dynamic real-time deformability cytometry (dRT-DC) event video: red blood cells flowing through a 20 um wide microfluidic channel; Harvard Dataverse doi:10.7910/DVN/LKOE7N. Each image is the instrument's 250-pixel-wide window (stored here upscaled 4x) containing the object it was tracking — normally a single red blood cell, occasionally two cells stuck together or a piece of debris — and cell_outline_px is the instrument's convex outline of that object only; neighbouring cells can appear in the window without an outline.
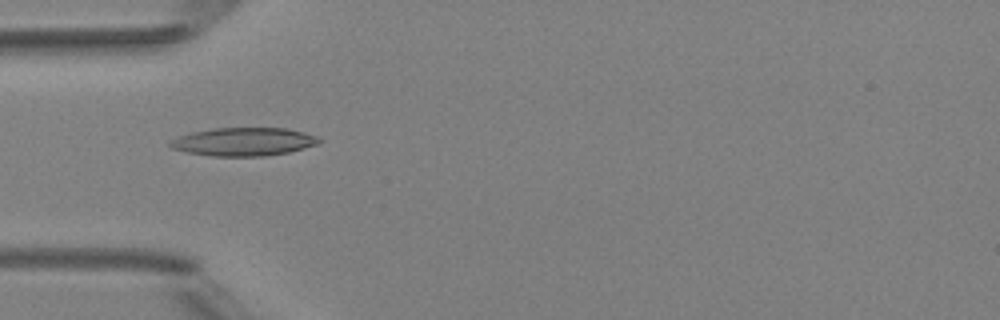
{"species": "Egyptian fruit bat (a non-hibernating species)", "species_latin": "Rousettus aegyptiacus", "temperature_condition": "room temperature", "stored_images_in_passage": 1, "camera_frame_rate_fps": 3000, "um_per_image_px": 0.085, "animal": {"sex": "female"}, "frame": {"image": 1, "passage_image": 1, "time_ms": 0.0, "image_size_px": [1000, 320], "cell_outline_px": [[324, 140], [320, 144], [288, 152], [264, 156], [212, 156], [188, 152], [172, 148], [168, 144], [172, 140], [180, 136], [192, 132], [212, 128], [284, 128], [304, 132], [320, 136]], "centroid_in_image_um": [20.79, 12.04], "position_along_channel_um": 64.2, "area_um2": 24.57}}